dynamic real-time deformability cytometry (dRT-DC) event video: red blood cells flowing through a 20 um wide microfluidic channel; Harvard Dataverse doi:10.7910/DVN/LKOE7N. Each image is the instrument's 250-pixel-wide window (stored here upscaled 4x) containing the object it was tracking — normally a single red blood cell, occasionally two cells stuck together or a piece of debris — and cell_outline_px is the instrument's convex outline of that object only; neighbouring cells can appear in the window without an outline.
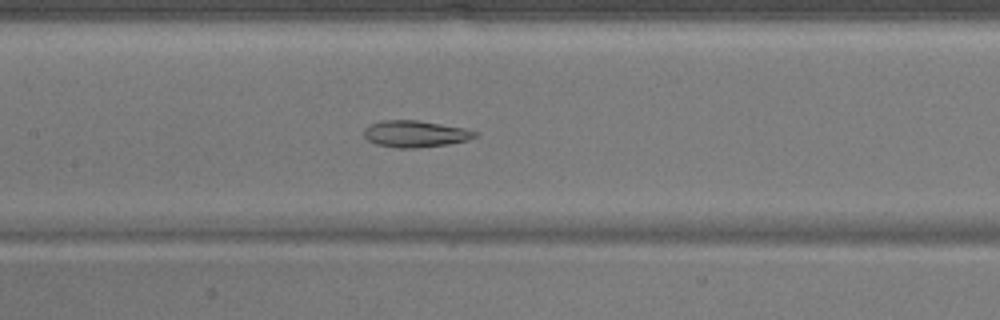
{"species": "common noctule bat (a hibernating species)", "species_latin": "Nyctalus noctula", "temperature_condition": "warm", "stored_images_in_passage": 51, "camera_frame_rate_fps": 3000, "um_per_image_px": 0.085, "animal": {"sex": "male", "body_mass_g": 17.9}, "frame": {"image": 1, "passage_image": 24, "time_ms": 7.667, "image_size_px": [1000, 320], "cell_outline_px": [[480, 132], [476, 136], [468, 140], [448, 144], [412, 148], [396, 148], [376, 144], [368, 140], [364, 136], [364, 128], [368, 124], [380, 120], [416, 120], [464, 128]], "centroid_in_image_um": [35.27, 11.37], "position_along_channel_um": 172.1, "area_um2": 17.28}}
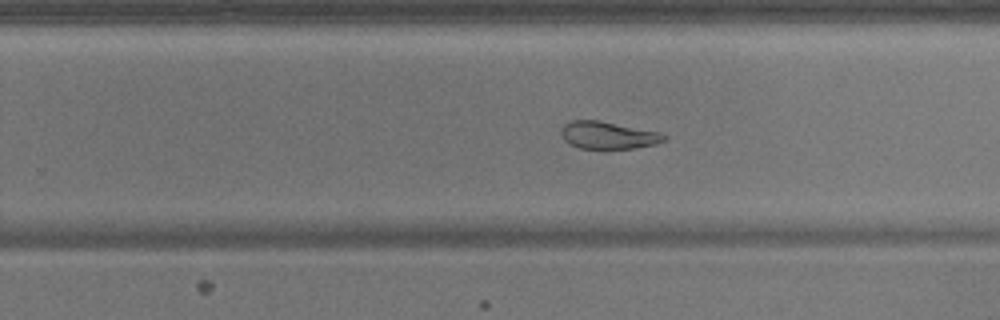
{"frame": {"image": 2, "passage_image": 32, "time_ms": 10.333, "image_size_px": [1000, 320], "cell_outline_px": [[668, 140], [656, 144], [632, 148], [580, 148], [568, 144], [564, 140], [560, 132], [560, 128], [564, 124], [572, 120], [600, 120], [660, 132], [668, 136]], "centroid_in_image_um": [51.69, 11.48], "position_along_channel_um": 278.1, "area_um2": 16.59}}
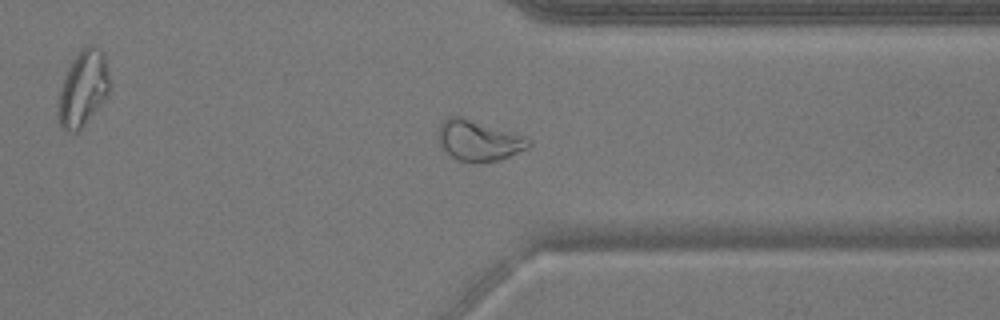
{"frame": {"image": 3, "passage_image": 39, "time_ms": 12.667, "image_size_px": [1000, 320], "cell_outline_px": [[532, 144], [528, 148], [500, 160], [456, 160], [440, 148], [440, 124], [448, 116], [460, 116], [528, 136], [532, 140]], "centroid_in_image_um": [40.74, 11.92], "position_along_channel_um": 370.7, "area_um2": 21.15}}